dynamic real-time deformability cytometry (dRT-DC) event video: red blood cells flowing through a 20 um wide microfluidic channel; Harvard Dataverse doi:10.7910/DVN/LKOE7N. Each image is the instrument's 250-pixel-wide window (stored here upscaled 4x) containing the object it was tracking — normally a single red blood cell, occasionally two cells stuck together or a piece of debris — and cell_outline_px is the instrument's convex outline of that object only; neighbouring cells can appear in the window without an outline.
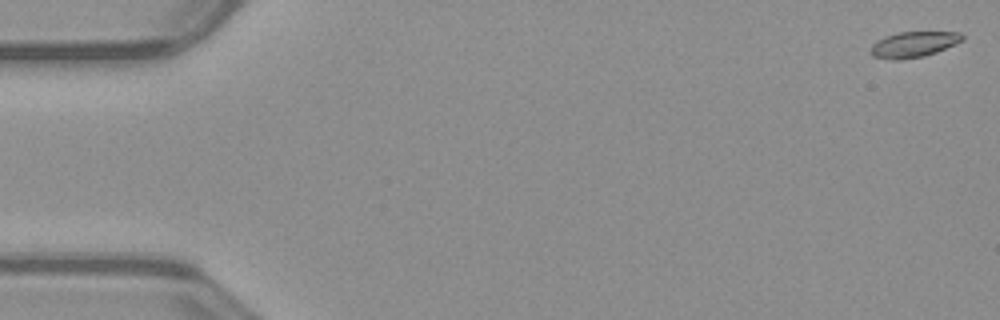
{"species": "common noctule bat (a hibernating species)", "species_latin": "Nyctalus noctula", "temperature_condition": "warm", "stored_images_in_passage": 52, "camera_frame_rate_fps": 3000, "um_per_image_px": 0.085, "animal": {"sex": "male", "body_mass_g": 23.1, "forearm_length_mm": 52.7}, "frame": {"image": 1, "passage_image": 1, "time_ms": 0.0, "image_size_px": [1000, 320], "cell_outline_px": [[964, 40], [956, 44], [936, 52], [924, 56], [900, 60], [892, 60], [872, 56], [872, 44], [876, 40], [884, 36], [896, 32], [960, 32], [964, 36]], "centroid_in_image_um": [77.66, 3.77], "position_along_channel_um": 7.3, "area_um2": 13.81}}
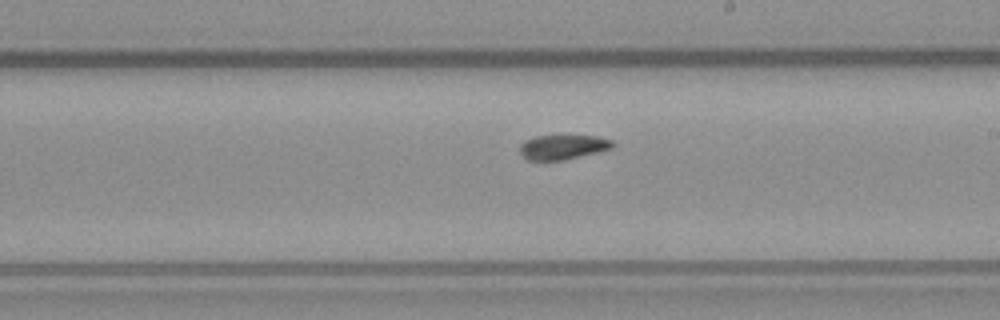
{"frame": {"image": 2, "passage_image": 30, "time_ms": 9.667, "image_size_px": [1000, 320], "cell_outline_px": [[616, 144], [612, 148], [564, 160], [528, 160], [520, 152], [520, 144], [524, 140], [536, 136], [560, 132], [596, 136], [612, 140]], "centroid_in_image_um": [47.84, 12.43], "position_along_channel_um": 241.2, "area_um2": 14.05}}
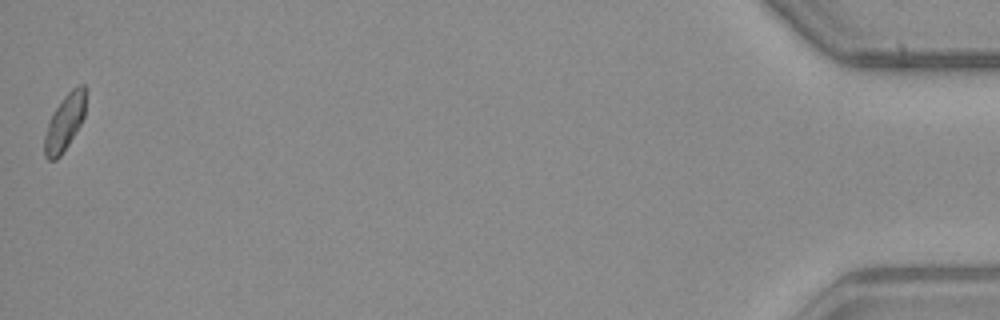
{"frame": {"image": 3, "passage_image": 52, "time_ms": 17.0, "image_size_px": [1000, 320], "cell_outline_px": [[84, 116], [80, 124], [68, 144], [60, 156], [56, 160], [48, 160], [44, 156], [44, 136], [48, 120], [52, 112], [64, 96], [72, 88], [80, 84], [84, 84]], "centroid_in_image_um": [5.45, 10.43], "position_along_channel_um": 429.8, "area_um2": 13.35}, "authors_computed_cell_mechanics": {"area_um2": 13.872, "velocity_mm_per_s": 3.9905, "shape_relaxation_time_tau1_ms": null, "shape_relaxation_time_tau2_ms": 7.6526, "deformation_change_tau1": null, "deformation_change_tau2": 0.1463}}